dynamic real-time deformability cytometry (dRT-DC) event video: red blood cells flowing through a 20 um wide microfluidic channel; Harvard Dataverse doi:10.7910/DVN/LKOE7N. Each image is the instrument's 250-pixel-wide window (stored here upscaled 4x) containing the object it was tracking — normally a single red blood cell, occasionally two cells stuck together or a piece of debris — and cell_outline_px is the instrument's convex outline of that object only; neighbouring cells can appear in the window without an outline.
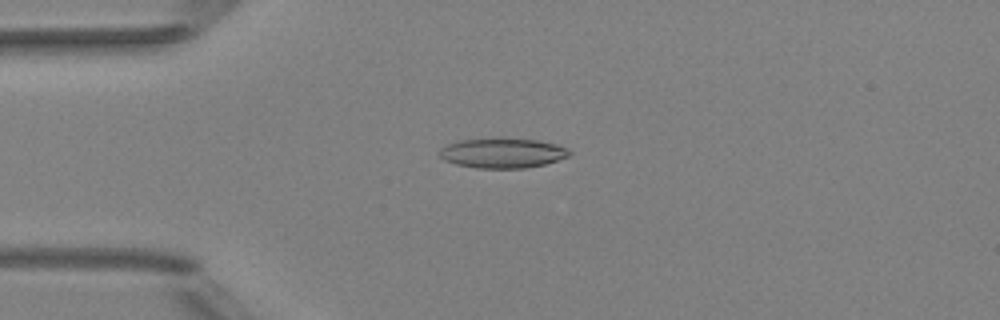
{"species": "Egyptian fruit bat (a non-hibernating species)", "species_latin": "Rousettus aegyptiacus", "temperature_condition": "room temperature", "stored_images_in_passage": 6, "camera_frame_rate_fps": 3000, "um_per_image_px": 0.085, "animal": {"sex": "female"}, "frame": {"image": 1, "passage_image": 4, "time_ms": 3.667, "image_size_px": [1000, 320], "cell_outline_px": [[572, 156], [544, 164], [524, 168], [476, 168], [456, 164], [444, 160], [440, 156], [440, 148], [448, 144], [460, 140], [500, 136], [504, 136], [540, 140], [556, 144], [572, 152]], "centroid_in_image_um": [42.73, 12.97], "position_along_channel_um": 42.3, "area_um2": 23.24}}
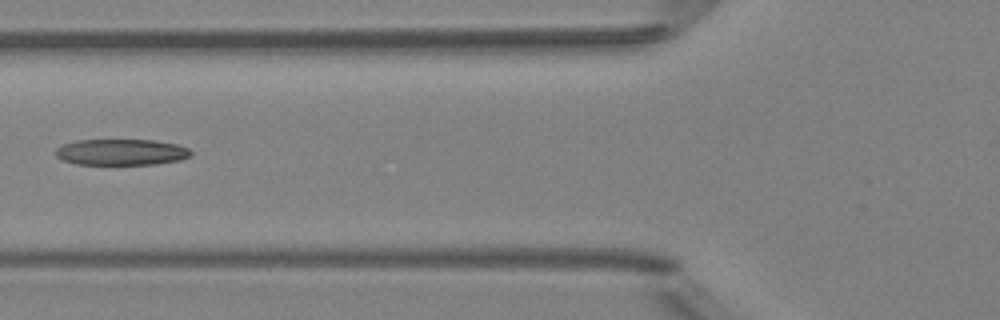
{"frame": {"image": 2, "passage_image": 6, "time_ms": 6.0, "image_size_px": [1000, 320], "cell_outline_px": [[192, 152], [188, 156], [180, 160], [156, 164], [76, 164], [64, 160], [56, 156], [56, 148], [64, 144], [76, 140], [156, 140], [176, 144], [188, 148]], "centroid_in_image_um": [10.31, 12.92], "position_along_channel_um": 115.5, "area_um2": 20.46}}